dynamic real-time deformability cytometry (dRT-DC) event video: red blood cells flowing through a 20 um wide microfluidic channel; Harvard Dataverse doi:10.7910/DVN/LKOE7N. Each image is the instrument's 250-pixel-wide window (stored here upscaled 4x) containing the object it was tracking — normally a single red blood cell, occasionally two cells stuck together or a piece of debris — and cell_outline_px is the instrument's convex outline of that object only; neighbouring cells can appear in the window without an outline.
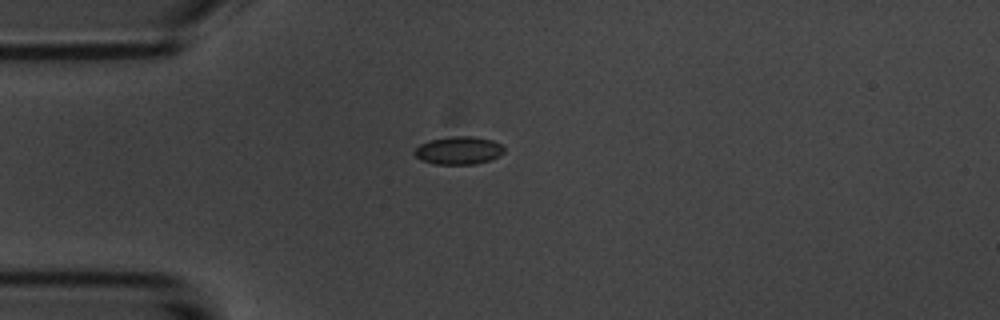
{"species": "common noctule bat (a hibernating species)", "species_latin": "Nyctalus noctula", "temperature_condition": "room temperature", "stored_images_in_passage": 4, "camera_frame_rate_fps": 3000, "um_per_image_px": 0.085, "animal": {"sex": "male", "body_mass_g": 20.1, "forearm_length_mm": 53.5}, "frame": {"image": 1, "passage_image": 4, "time_ms": 3.667, "image_size_px": [1000, 320], "cell_outline_px": [[504, 152], [492, 160], [476, 164], [432, 164], [420, 160], [412, 152], [420, 144], [432, 140], [456, 136], [472, 136], [492, 140], [500, 144], [504, 148]], "centroid_in_image_um": [38.98, 12.8], "position_along_channel_um": 46.0, "area_um2": 14.57}}